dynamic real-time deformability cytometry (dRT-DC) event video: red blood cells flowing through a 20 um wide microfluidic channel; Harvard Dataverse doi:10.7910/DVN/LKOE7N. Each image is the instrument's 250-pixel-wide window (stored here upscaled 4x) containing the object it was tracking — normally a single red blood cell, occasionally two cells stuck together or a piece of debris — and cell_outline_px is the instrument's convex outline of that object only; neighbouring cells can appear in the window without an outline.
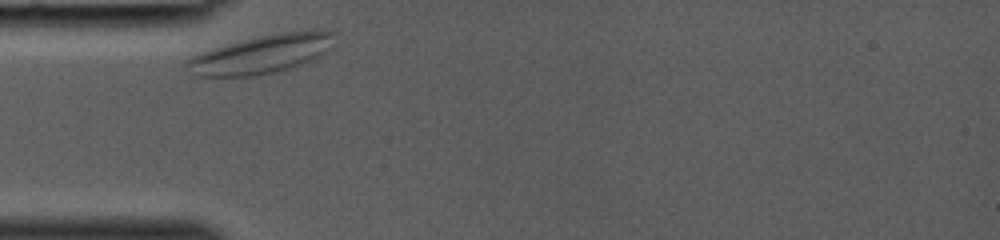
{"species": "common noctule bat (a hibernating species)", "species_latin": "Nyctalus noctula", "temperature_condition": "room temperature", "stored_images_in_passage": 24, "camera_frame_rate_fps": 3000, "um_per_image_px": 0.085, "animal": {"sex": "female", "body_mass_g": 19.0, "forearm_length_mm": 53.3}, "frame": {"image": 1, "passage_image": 1, "time_ms": 0.0, "image_size_px": [1000, 240], "cell_outline_px": [[332, 48], [320, 56], [312, 60], [288, 68], [272, 72], [252, 76], [200, 76], [184, 64], [192, 56], [200, 52], [228, 44], [260, 36], [280, 32], [332, 32]], "centroid_in_image_um": [22.21, 4.62], "position_along_channel_um": 62.8, "area_um2": 31.91}}
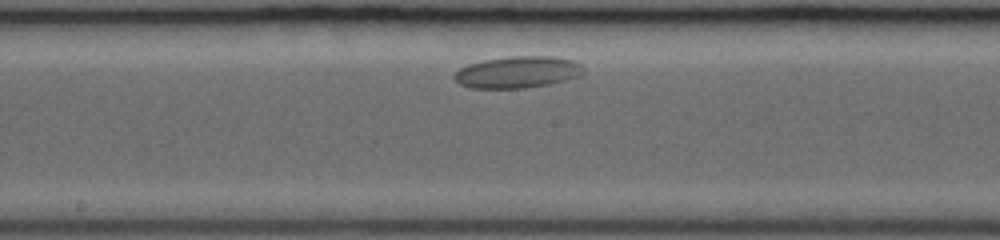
{"frame": {"image": 2, "passage_image": 11, "time_ms": 3.333, "image_size_px": [1000, 240], "cell_outline_px": [[584, 72], [580, 76], [548, 84], [524, 88], [468, 88], [460, 84], [452, 76], [460, 68], [468, 64], [484, 60], [508, 56], [556, 56], [576, 60], [584, 68]], "centroid_in_image_um": [44.02, 6.12], "position_along_channel_um": 204.2, "area_um2": 24.04}}
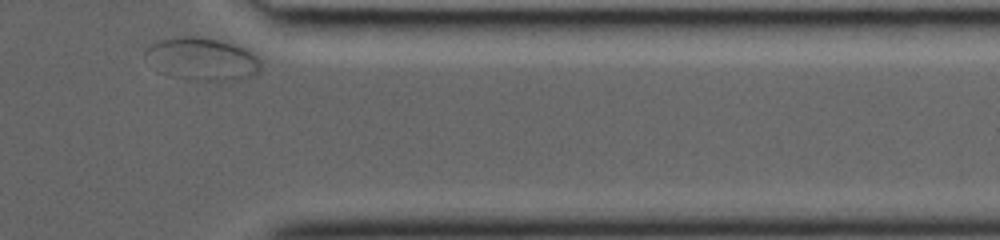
{"frame": {"image": 3, "passage_image": 24, "time_ms": 7.667, "image_size_px": [1000, 240], "cell_outline_px": [[260, 68], [256, 72], [248, 76], [224, 80], [216, 80], [144, 56], [144, 52], [152, 44], [160, 40], [184, 36], [192, 36], [216, 40], [232, 44], [244, 48], [256, 56], [260, 60]], "centroid_in_image_um": [17.44, 4.86], "position_along_channel_um": 394.0, "area_um2": 24.33}}